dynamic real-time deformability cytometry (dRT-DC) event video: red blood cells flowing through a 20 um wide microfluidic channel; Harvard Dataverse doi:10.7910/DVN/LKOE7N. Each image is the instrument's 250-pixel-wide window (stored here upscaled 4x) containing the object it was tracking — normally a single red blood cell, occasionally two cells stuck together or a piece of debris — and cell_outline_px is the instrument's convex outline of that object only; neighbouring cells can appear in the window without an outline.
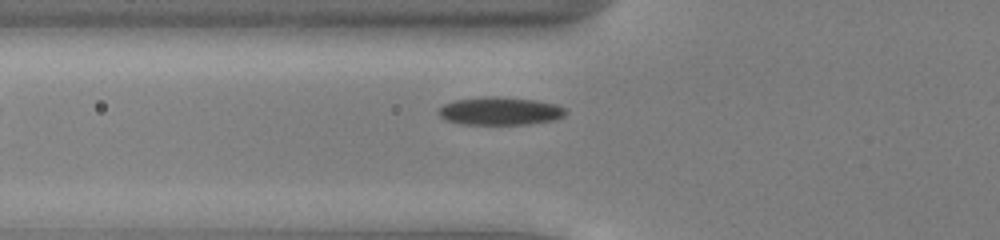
{"species": "common noctule bat (a hibernating species)", "species_latin": "Nyctalus noctula", "temperature_condition": "cold", "stored_images_in_passage": 22, "camera_frame_rate_fps": 3000, "um_per_image_px": 0.085, "animal": {"sex": "male", "body_mass_g": 13.0, "forearm_length_mm": 53.1}, "frame": {"image": 1, "passage_image": 2, "time_ms": 0.333, "image_size_px": [1000, 240], "cell_outline_px": [[568, 112], [564, 116], [556, 120], [528, 124], [464, 124], [444, 120], [436, 112], [444, 104], [456, 100], [484, 96], [496, 96], [536, 100], [556, 104], [564, 108]], "centroid_in_image_um": [42.51, 9.44], "position_along_channel_um": 83.3, "area_um2": 20.87}}
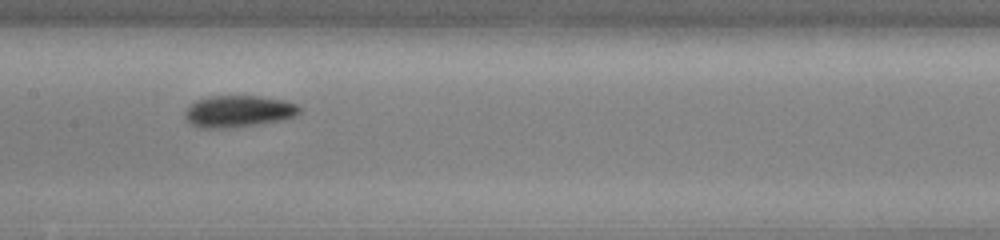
{"frame": {"image": 2, "passage_image": 10, "time_ms": 3.0, "image_size_px": [1000, 240], "cell_outline_px": [[300, 112], [296, 116], [284, 120], [236, 128], [200, 128], [192, 124], [184, 116], [184, 112], [196, 100], [208, 96], [256, 96], [284, 100], [296, 104], [300, 108]], "centroid_in_image_um": [20.29, 9.47], "position_along_channel_um": 187.1, "area_um2": 21.33}}
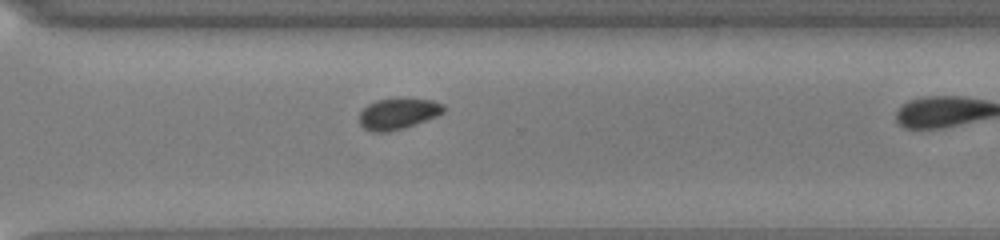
{"frame": {"image": 3, "passage_image": 18, "time_ms": 5.667, "image_size_px": [1000, 240], "cell_outline_px": [[444, 112], [436, 116], [404, 128], [388, 132], [372, 132], [364, 128], [360, 124], [360, 112], [368, 104], [376, 100], [432, 100], [444, 104]], "centroid_in_image_um": [33.81, 9.69], "position_along_channel_um": 336.8, "area_um2": 14.8}}